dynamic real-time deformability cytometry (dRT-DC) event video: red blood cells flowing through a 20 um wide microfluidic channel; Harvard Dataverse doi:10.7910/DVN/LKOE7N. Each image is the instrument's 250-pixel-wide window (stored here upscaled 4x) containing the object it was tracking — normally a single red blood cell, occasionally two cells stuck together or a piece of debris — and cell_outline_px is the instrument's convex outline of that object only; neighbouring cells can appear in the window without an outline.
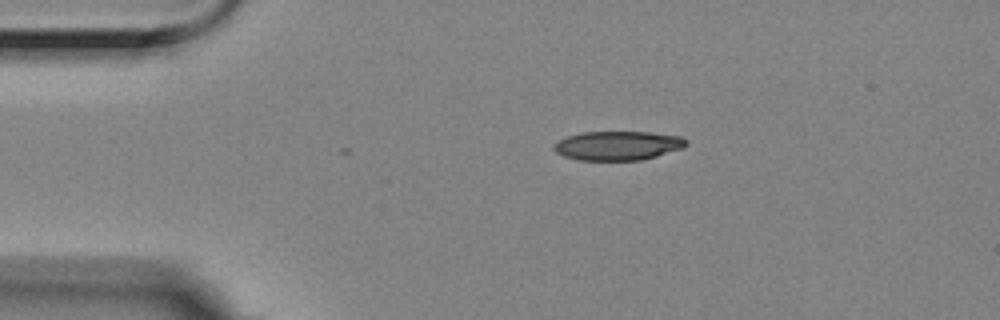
{"species": "Egyptian fruit bat (a non-hibernating species)", "species_latin": "Rousettus aegyptiacus", "temperature_condition": "room temperature", "stored_images_in_passage": 7, "camera_frame_rate_fps": 3000, "um_per_image_px": 0.085, "animal": {"sex": "female"}, "frame": {"image": 1, "passage_image": 1, "time_ms": 0.0, "image_size_px": [1000, 320], "cell_outline_px": [[688, 144], [684, 148], [656, 156], [640, 160], [580, 160], [564, 156], [556, 152], [552, 148], [552, 144], [568, 136], [580, 132], [648, 132], [684, 136], [688, 140]], "centroid_in_image_um": [52.55, 12.37], "position_along_channel_um": 32.5, "area_um2": 22.6}}
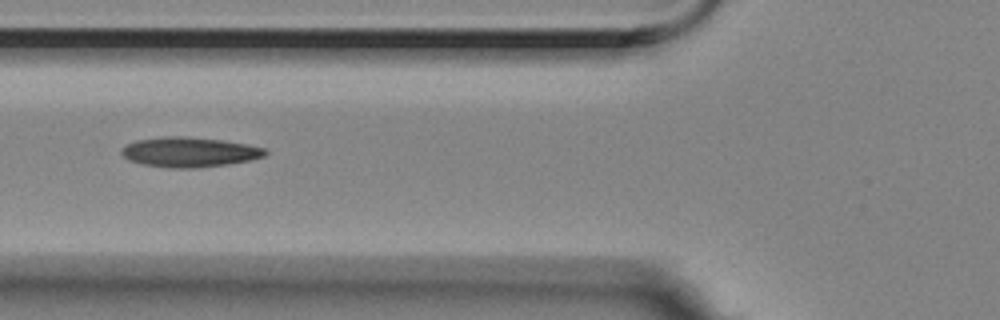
{"frame": {"image": 2, "passage_image": 4, "time_ms": 1.0, "image_size_px": [1000, 320], "cell_outline_px": [[268, 152], [264, 156], [248, 160], [228, 164], [192, 168], [172, 168], [144, 164], [128, 160], [120, 152], [128, 144], [136, 140], [164, 136], [188, 136], [220, 140], [244, 144], [264, 148]], "centroid_in_image_um": [16.08, 12.92], "position_along_channel_um": 109.7, "area_um2": 24.68}}
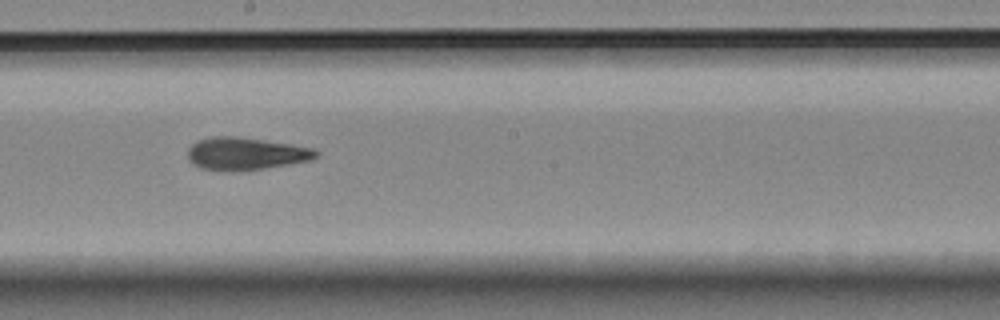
{"frame": {"image": 3, "passage_image": 7, "time_ms": 2.0, "image_size_px": [1000, 320], "cell_outline_px": [[320, 152], [316, 156], [308, 160], [288, 164], [260, 168], [200, 168], [192, 164], [188, 160], [188, 148], [196, 140], [212, 136], [236, 136], [288, 144], [312, 148]], "centroid_in_image_um": [20.84, 13.01], "position_along_channel_um": 227.4, "area_um2": 23.24}}